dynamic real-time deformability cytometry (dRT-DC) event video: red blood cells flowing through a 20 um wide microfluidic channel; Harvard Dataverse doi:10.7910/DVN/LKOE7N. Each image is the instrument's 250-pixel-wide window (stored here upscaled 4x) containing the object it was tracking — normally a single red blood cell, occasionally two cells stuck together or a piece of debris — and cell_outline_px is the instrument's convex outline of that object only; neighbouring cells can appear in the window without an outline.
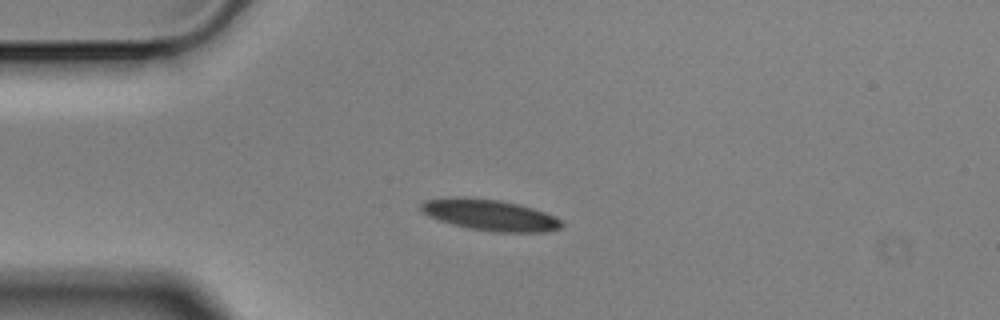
{"species": "Egyptian fruit bat (a non-hibernating species)", "species_latin": "Rousettus aegyptiacus", "temperature_condition": "cold", "stored_images_in_passage": 44, "camera_frame_rate_fps": 3000, "um_per_image_px": 0.085, "animal": {"sex": "male"}, "frame": {"image": 1, "passage_image": 1, "time_ms": 0.0, "image_size_px": [1000, 320], "cell_outline_px": [[564, 224], [560, 228], [548, 232], [496, 232], [468, 228], [452, 224], [428, 216], [420, 212], [420, 204], [424, 200], [496, 200], [516, 204], [532, 208], [544, 212], [560, 220]], "centroid_in_image_um": [41.7, 18.34], "position_along_channel_um": 43.3, "area_um2": 24.33}}
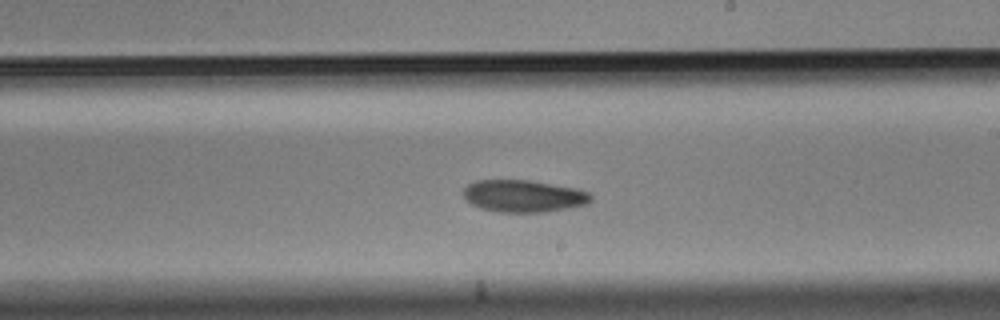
{"frame": {"image": 2, "passage_image": 20, "time_ms": 6.333, "image_size_px": [1000, 320], "cell_outline_px": [[592, 200], [588, 204], [568, 208], [544, 212], [500, 212], [480, 208], [472, 204], [464, 196], [464, 188], [468, 184], [476, 180], [528, 180], [576, 188], [588, 192], [592, 196]], "centroid_in_image_um": [44.52, 16.66], "position_along_channel_um": 244.5, "area_um2": 23.81}}
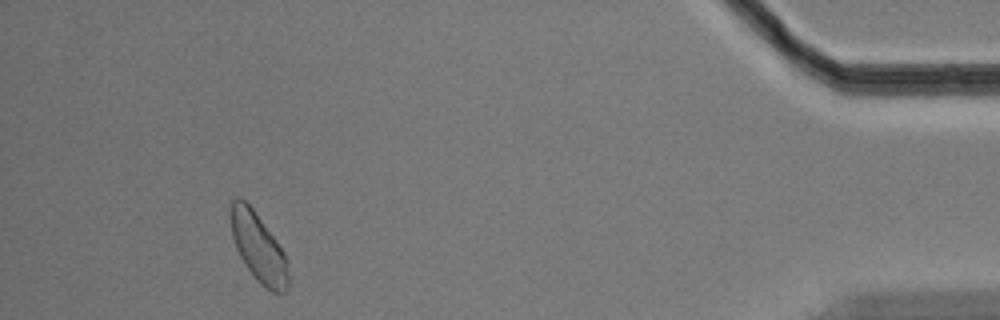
{"frame": {"image": 3, "passage_image": 40, "time_ms": 13.0, "image_size_px": [1000, 320], "cell_outline_px": [[288, 292], [272, 292], [264, 288], [256, 280], [244, 264], [236, 248], [232, 236], [228, 212], [228, 208], [232, 200], [236, 196], [240, 196], [252, 208], [284, 252], [288, 276]], "centroid_in_image_um": [21.91, 21.02], "position_along_channel_um": 413.3, "area_um2": 23.18}, "authors_computed_cell_mechanics": {"area_um2": 23.8425, "velocity_mm_per_s": 3.4921, "shape_relaxation_time_tau1_ms": 5.4123, "shape_relaxation_time_tau2_ms": 5.8239, "deformation_change_tau1": 0.1066, "deformation_change_tau2": 0.078}}